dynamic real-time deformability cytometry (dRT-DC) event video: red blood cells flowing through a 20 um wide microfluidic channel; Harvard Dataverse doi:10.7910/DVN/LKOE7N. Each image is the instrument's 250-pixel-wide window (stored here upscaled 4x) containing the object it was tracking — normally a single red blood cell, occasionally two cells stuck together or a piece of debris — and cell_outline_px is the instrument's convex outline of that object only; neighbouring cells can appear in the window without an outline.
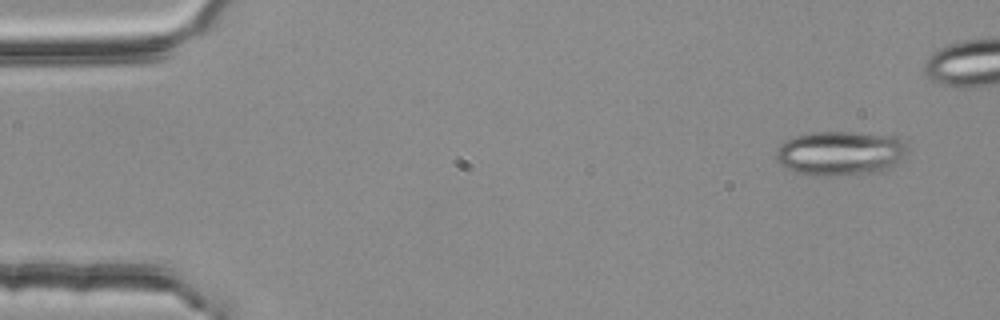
{"species": "common noctule bat (a hibernating species)", "species_latin": "Nyctalus noctula", "temperature_condition": "room temperature", "stored_images_in_passage": 6, "camera_frame_rate_fps": 3000, "um_per_image_px": 0.085, "animal": {"sex": "female", "body_mass_g": 25.1}, "frame": {"image": 1, "passage_image": 1, "time_ms": 0.0, "image_size_px": [1000, 320], "cell_outline_px": [[908, 152], [892, 168], [884, 172], [836, 176], [808, 176], [796, 172], [780, 164], [776, 160], [776, 152], [780, 144], [784, 140], [792, 136], [812, 132], [860, 132], [896, 136], [904, 140], [908, 144]], "centroid_in_image_um": [71.47, 13.03], "position_along_channel_um": 13.5, "area_um2": 35.03}}